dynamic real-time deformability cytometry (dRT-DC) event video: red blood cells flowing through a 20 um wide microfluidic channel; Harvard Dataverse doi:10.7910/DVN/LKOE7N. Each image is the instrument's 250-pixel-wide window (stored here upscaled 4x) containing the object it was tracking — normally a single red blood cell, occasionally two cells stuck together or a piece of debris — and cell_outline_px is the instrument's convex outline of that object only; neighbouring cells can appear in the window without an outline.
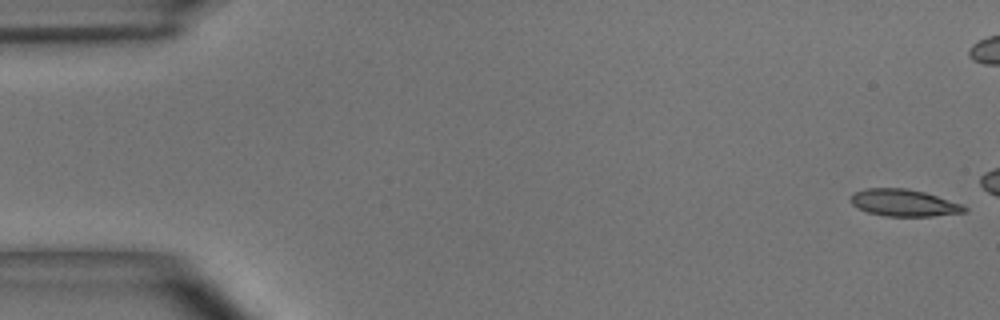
{"species": "common noctule bat (a hibernating species)", "species_latin": "Nyctalus noctula", "temperature_condition": "room temperature", "stored_images_in_passage": 12, "camera_frame_rate_fps": 3000, "um_per_image_px": 0.085, "animal": {"sex": "male", "body_mass_g": 15.6}, "frame": {"image": 1, "passage_image": 1, "time_ms": 0.0, "image_size_px": [1000, 320], "cell_outline_px": [[968, 212], [932, 216], [884, 216], [868, 212], [852, 204], [848, 200], [852, 192], [864, 188], [908, 188], [924, 192], [960, 204], [968, 208]], "centroid_in_image_um": [76.78, 17.23], "position_along_channel_um": 8.2, "area_um2": 17.92}}